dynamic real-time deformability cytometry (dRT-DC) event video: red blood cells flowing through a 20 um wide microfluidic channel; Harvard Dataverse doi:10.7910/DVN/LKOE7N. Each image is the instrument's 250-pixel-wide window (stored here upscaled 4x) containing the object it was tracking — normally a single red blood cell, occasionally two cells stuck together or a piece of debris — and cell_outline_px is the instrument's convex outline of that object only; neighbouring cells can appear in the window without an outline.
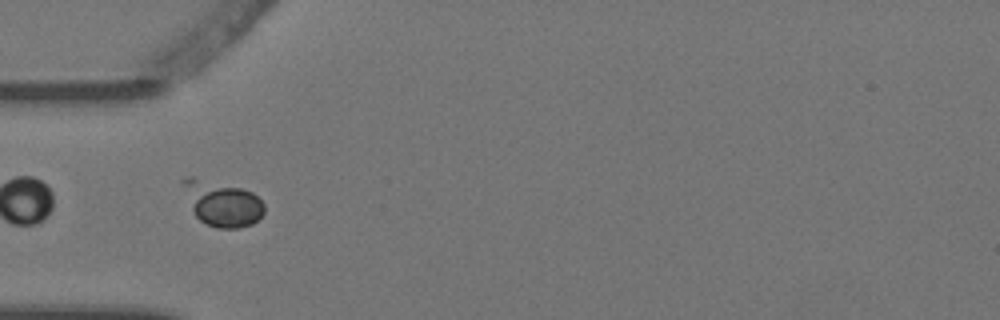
{"species": "Egyptian fruit bat (a non-hibernating species)", "species_latin": "Rousettus aegyptiacus", "temperature_condition": "warm", "stored_images_in_passage": 6, "camera_frame_rate_fps": 3000, "um_per_image_px": 0.085, "animal": {"sex": "female"}, "frame": {"image": 1, "passage_image": 5, "time_ms": 1.333, "image_size_px": [1000, 320], "cell_outline_px": [[264, 212], [252, 224], [240, 228], [216, 228], [200, 220], [196, 216], [192, 208], [180, 180], [188, 176], [192, 176], [240, 188], [252, 192], [264, 204]], "centroid_in_image_um": [18.87, 17.29], "position_along_channel_um": 66.1, "area_um2": 21.04}}
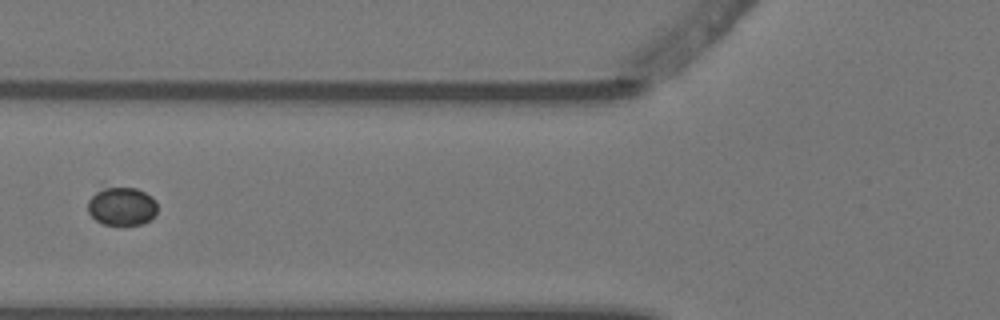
{"frame": {"image": 2, "passage_image": 6, "time_ms": 1.667, "image_size_px": [1000, 320], "cell_outline_px": [[156, 212], [144, 224], [104, 224], [96, 220], [88, 212], [88, 200], [96, 192], [104, 188], [136, 188], [152, 196], [156, 200]], "centroid_in_image_um": [10.36, 17.53], "position_along_channel_um": 115.4, "area_um2": 15.26}}